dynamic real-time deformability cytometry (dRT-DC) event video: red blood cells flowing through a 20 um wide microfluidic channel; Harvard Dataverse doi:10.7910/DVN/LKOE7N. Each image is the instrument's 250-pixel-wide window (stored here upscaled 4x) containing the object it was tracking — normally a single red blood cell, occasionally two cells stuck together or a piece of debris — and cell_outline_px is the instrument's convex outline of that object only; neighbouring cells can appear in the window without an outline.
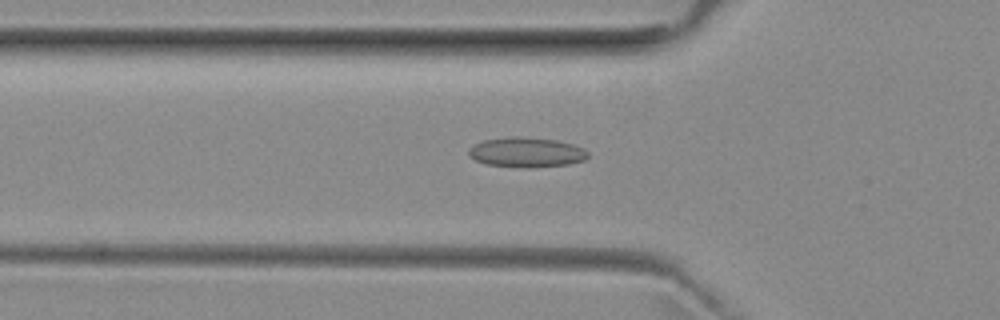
{"species": "common noctule bat (a hibernating species)", "species_latin": "Nyctalus noctula", "temperature_condition": "room temperature", "stored_images_in_passage": 50, "camera_frame_rate_fps": 3000, "um_per_image_px": 0.085, "animal": {"sex": "female", "body_mass_g": 29.2, "forearm_length_mm": 56.3}, "frame": {"image": 1, "passage_image": 16, "time_ms": 5.0, "image_size_px": [1000, 320], "cell_outline_px": [[588, 156], [584, 160], [568, 164], [528, 168], [524, 168], [488, 164], [476, 160], [468, 156], [468, 152], [476, 144], [484, 140], [512, 136], [516, 136], [556, 140], [572, 144], [584, 148], [588, 152]], "centroid_in_image_um": [44.77, 12.95], "position_along_channel_um": 81.0, "area_um2": 20.58}}
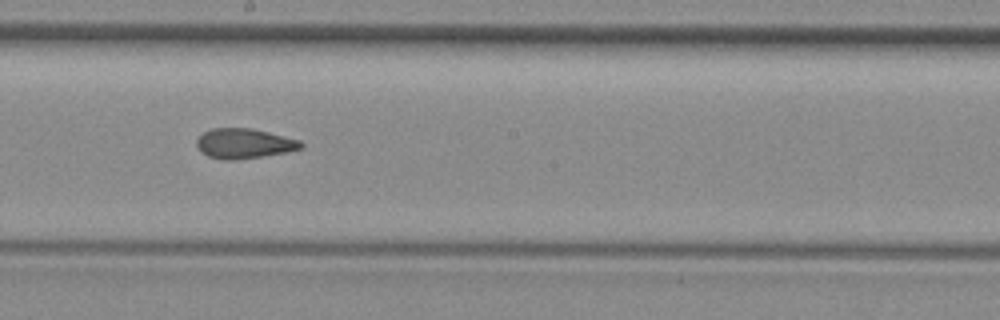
{"frame": {"image": 2, "passage_image": 27, "time_ms": 8.667, "image_size_px": [1000, 320], "cell_outline_px": [[304, 144], [300, 148], [288, 152], [232, 160], [224, 160], [208, 156], [196, 144], [196, 140], [204, 132], [212, 128], [252, 128], [300, 140]], "centroid_in_image_um": [20.76, 12.19], "position_along_channel_um": 227.4, "area_um2": 17.92}}
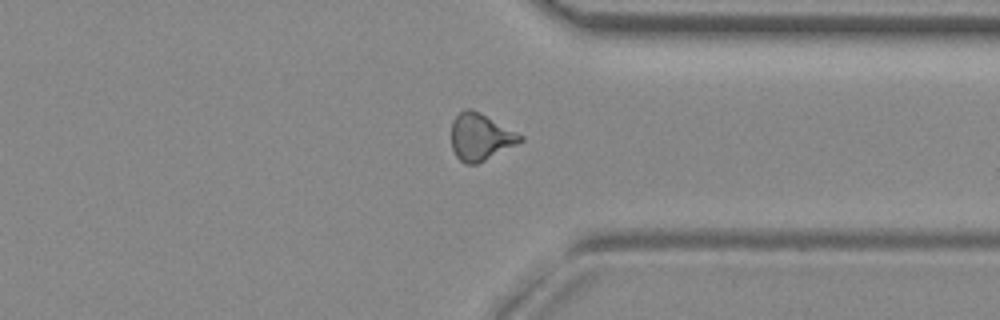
{"frame": {"image": 3, "passage_image": 38, "time_ms": 12.333, "image_size_px": [1000, 320], "cell_outline_px": [[524, 140], [476, 164], [464, 164], [456, 156], [452, 148], [452, 120], [464, 108], [472, 108], [480, 112], [524, 136]], "centroid_in_image_um": [40.82, 11.62], "position_along_channel_um": 370.6, "area_um2": 18.67}, "authors_computed_cell_mechanics": {"area_um2": 18.4093, "velocity_mm_per_s": 3.9805, "shape_relaxation_time_tau1_ms": null, "shape_relaxation_time_tau2_ms": 2.1331, "deformation_change_tau1": null, "deformation_change_tau2": 0.088}}